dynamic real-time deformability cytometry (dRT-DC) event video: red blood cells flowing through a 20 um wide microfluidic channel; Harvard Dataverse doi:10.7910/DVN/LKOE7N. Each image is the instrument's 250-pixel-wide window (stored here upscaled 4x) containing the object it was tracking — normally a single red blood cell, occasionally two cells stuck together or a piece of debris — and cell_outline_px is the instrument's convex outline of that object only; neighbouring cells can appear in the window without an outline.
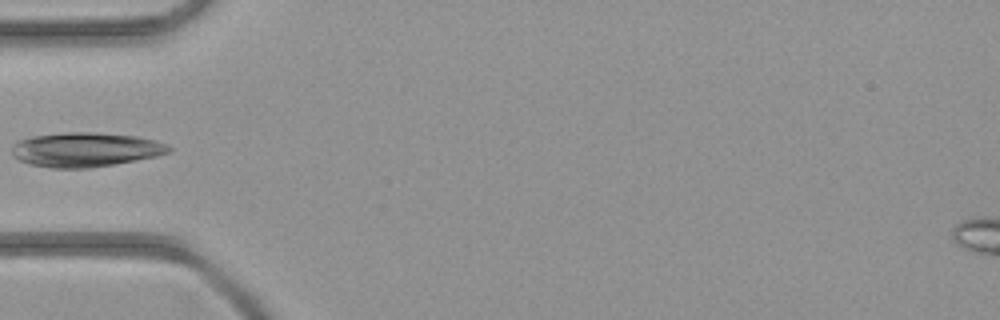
{"species": "common noctule bat (a hibernating species)", "species_latin": "Nyctalus noctula", "temperature_condition": "room temperature", "stored_images_in_passage": 5, "camera_frame_rate_fps": 3000, "um_per_image_px": 0.085, "animal": {"sex": "female", "body_mass_g": 21.9}, "frame": {"image": 1, "passage_image": 5, "time_ms": 5.667, "image_size_px": [1000, 320], "cell_outline_px": [[172, 152], [156, 156], [136, 160], [88, 168], [52, 168], [28, 164], [12, 156], [12, 144], [20, 140], [32, 136], [64, 132], [92, 132], [136, 136], [168, 144], [172, 148]], "centroid_in_image_um": [7.25, 12.72], "position_along_channel_um": 77.8, "area_um2": 31.44}}